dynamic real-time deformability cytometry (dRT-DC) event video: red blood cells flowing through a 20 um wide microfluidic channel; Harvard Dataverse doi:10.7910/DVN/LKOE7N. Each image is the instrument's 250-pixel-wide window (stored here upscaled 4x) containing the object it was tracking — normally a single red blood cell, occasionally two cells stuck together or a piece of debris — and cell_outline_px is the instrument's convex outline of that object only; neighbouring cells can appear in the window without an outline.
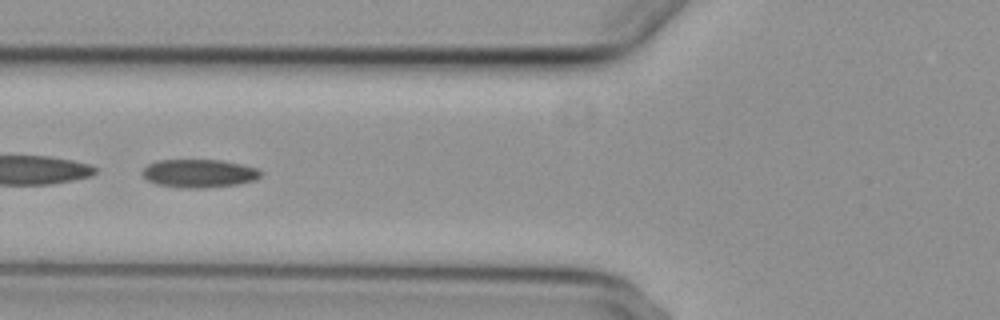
{"species": "common noctule bat (a hibernating species)", "species_latin": "Nyctalus noctula", "temperature_condition": "cold", "stored_images_in_passage": 46, "camera_frame_rate_fps": 3000, "um_per_image_px": 0.085, "animal": {"sex": "female", "body_mass_g": 29.2, "forearm_length_mm": 56.3}, "frame": {"image": 1, "passage_image": 13, "time_ms": 4.0, "image_size_px": [1000, 320], "cell_outline_px": [[260, 176], [256, 180], [236, 184], [204, 188], [180, 188], [156, 184], [148, 180], [140, 172], [148, 164], [156, 160], [224, 160], [244, 164], [256, 168], [260, 172]], "centroid_in_image_um": [16.9, 14.73], "position_along_channel_um": 108.9, "area_um2": 19.59}}
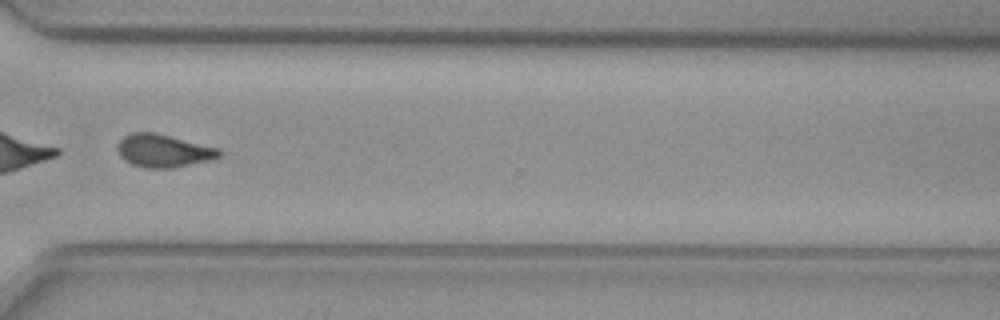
{"frame": {"image": 2, "passage_image": 33, "time_ms": 10.667, "image_size_px": [1000, 320], "cell_outline_px": [[224, 152], [220, 156], [212, 160], [172, 168], [144, 168], [132, 164], [124, 160], [120, 156], [116, 148], [116, 144], [124, 136], [132, 132], [156, 132], [220, 148]], "centroid_in_image_um": [13.91, 12.81], "position_along_channel_um": 356.7, "area_um2": 19.88}, "authors_computed_cell_mechanics": {"area_um2": 20.3745, "velocity_mm_per_s": 3.7178, "shape_relaxation_time_tau1_ms": 10.1268, "shape_relaxation_time_tau2_ms": 4.1804, "deformation_change_tau1": 0.1654, "deformation_change_tau2": 0.094}}